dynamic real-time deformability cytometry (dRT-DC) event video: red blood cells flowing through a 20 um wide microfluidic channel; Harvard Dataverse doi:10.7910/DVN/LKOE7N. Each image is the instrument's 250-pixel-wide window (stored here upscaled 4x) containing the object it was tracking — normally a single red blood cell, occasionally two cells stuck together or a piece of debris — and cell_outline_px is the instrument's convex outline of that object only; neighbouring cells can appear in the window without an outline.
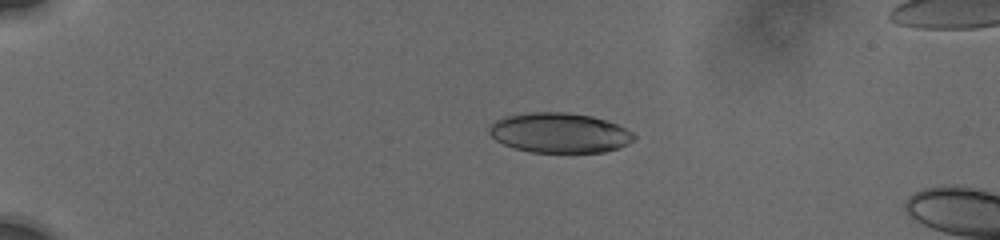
{"species": "human", "species_latin": "Homo sapiens", "temperature_condition": "cold", "stored_images_in_passage": 14, "camera_frame_rate_fps": 3000, "um_per_image_px": 0.085, "donor": {"sex": "male"}, "frame": {"image": 1, "passage_image": 4, "time_ms": 2.333, "image_size_px": [1000, 240], "cell_outline_px": [[636, 136], [628, 144], [604, 152], [532, 152], [516, 148], [504, 144], [496, 140], [488, 132], [488, 128], [496, 120], [504, 116], [532, 112], [568, 112], [592, 116], [616, 124], [632, 132]], "centroid_in_image_um": [47.54, 11.28], "position_along_channel_um": 37.5, "area_um2": 33.47}}
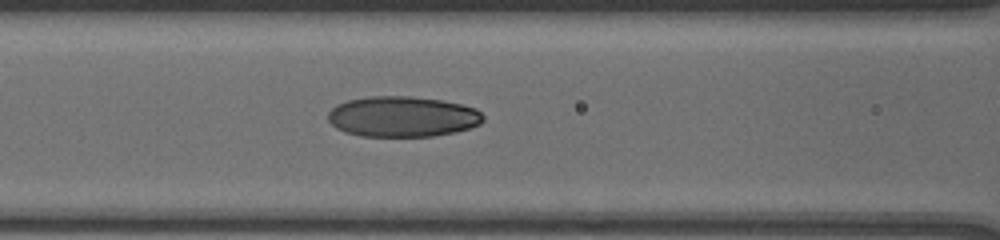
{"frame": {"image": 2, "passage_image": 10, "time_ms": 6.667, "image_size_px": [1000, 240], "cell_outline_px": [[484, 120], [480, 124], [468, 128], [452, 132], [432, 136], [360, 136], [344, 132], [336, 128], [328, 120], [328, 112], [336, 104], [348, 100], [368, 96], [408, 96], [444, 100], [476, 108], [484, 116]], "centroid_in_image_um": [34.19, 9.9], "position_along_channel_um": 132.4, "area_um2": 36.76}}
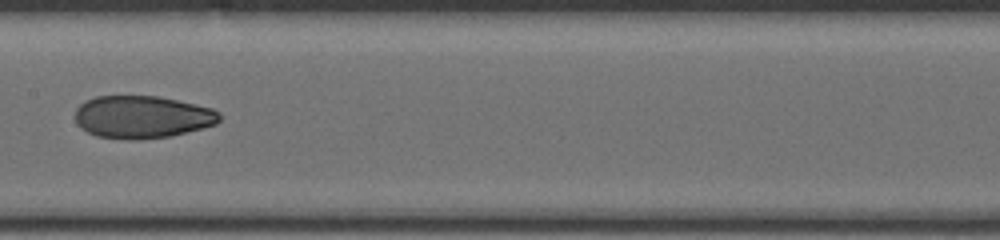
{"frame": {"image": 3, "passage_image": 13, "time_ms": 8.333, "image_size_px": [1000, 240], "cell_outline_px": [[220, 120], [216, 124], [172, 136], [140, 140], [128, 140], [96, 136], [80, 128], [76, 124], [76, 108], [84, 100], [96, 96], [156, 96], [176, 100], [212, 108], [220, 112]], "centroid_in_image_um": [12.06, 9.95], "position_along_channel_um": 195.3, "area_um2": 36.01}}